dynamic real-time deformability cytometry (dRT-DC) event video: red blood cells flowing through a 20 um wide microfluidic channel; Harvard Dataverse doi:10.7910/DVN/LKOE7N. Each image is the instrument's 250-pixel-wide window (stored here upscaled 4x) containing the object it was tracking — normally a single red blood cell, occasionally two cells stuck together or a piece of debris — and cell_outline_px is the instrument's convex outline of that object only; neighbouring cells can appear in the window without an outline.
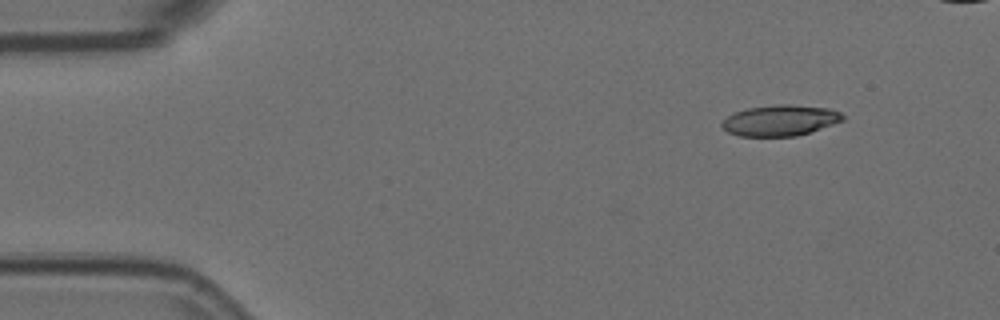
{"species": "Egyptian fruit bat (a non-hibernating species)", "species_latin": "Rousettus aegyptiacus", "temperature_condition": "room temperature", "stored_images_in_passage": 47, "camera_frame_rate_fps": 3000, "um_per_image_px": 0.085, "animal": {"sex": "female"}, "frame": {"image": 1, "passage_image": 1, "time_ms": 0.0, "image_size_px": [1000, 320], "cell_outline_px": [[844, 120], [796, 136], [740, 136], [728, 132], [720, 124], [728, 116], [736, 112], [748, 108], [776, 104], [792, 104], [828, 108], [840, 112], [844, 116]], "centroid_in_image_um": [66.31, 10.22], "position_along_channel_um": 18.7, "area_um2": 21.5}}
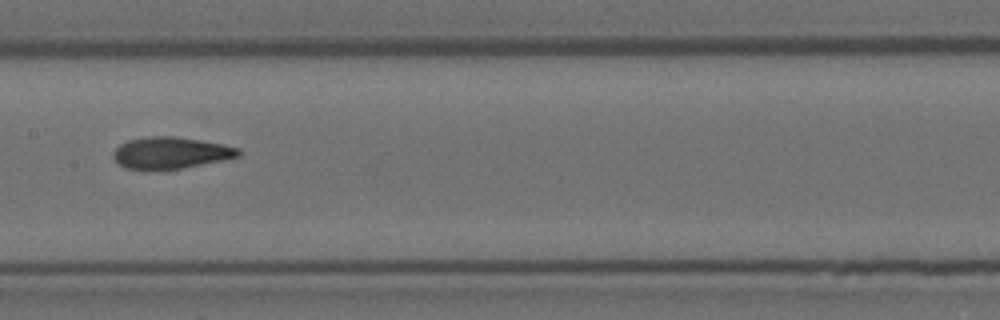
{"frame": {"image": 2, "passage_image": 23, "time_ms": 7.333, "image_size_px": [1000, 320], "cell_outline_px": [[244, 152], [240, 156], [224, 160], [180, 168], [144, 172], [124, 168], [112, 156], [112, 152], [120, 144], [128, 140], [148, 136], [172, 136], [220, 144], [240, 148]], "centroid_in_image_um": [14.46, 13.02], "position_along_channel_um": 192.9, "area_um2": 23.41}}
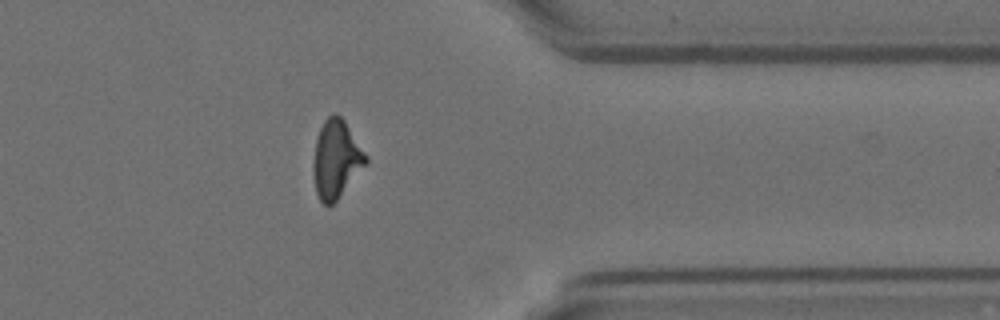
{"frame": {"image": 3, "passage_image": 40, "time_ms": 13.0, "image_size_px": [1000, 320], "cell_outline_px": [[368, 160], [336, 200], [328, 208], [320, 200], [316, 192], [312, 168], [312, 164], [316, 140], [320, 128], [324, 120], [328, 116], [336, 112], [344, 120], [368, 156]], "centroid_in_image_um": [28.55, 13.51], "position_along_channel_um": 382.9, "area_um2": 23.58}}